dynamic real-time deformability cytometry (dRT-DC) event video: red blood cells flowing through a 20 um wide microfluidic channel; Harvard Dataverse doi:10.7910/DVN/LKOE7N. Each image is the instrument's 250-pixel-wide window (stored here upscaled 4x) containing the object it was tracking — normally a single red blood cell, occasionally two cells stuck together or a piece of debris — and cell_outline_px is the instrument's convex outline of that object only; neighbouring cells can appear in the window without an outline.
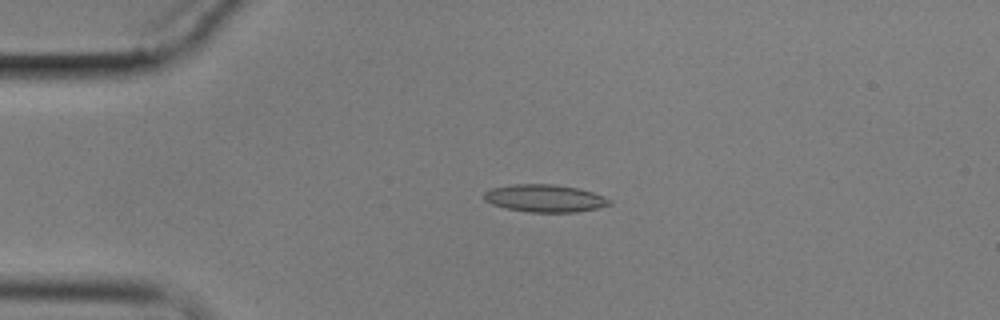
{"species": "common noctule bat (a hibernating species)", "species_latin": "Nyctalus noctula", "temperature_condition": "cold", "stored_images_in_passage": 4, "camera_frame_rate_fps": 3000, "um_per_image_px": 0.085, "animal": {"sex": "male", "body_mass_g": 17.9}, "frame": {"image": 1, "passage_image": 3, "time_ms": 2.333, "image_size_px": [1000, 320], "cell_outline_px": [[612, 204], [596, 208], [576, 212], [528, 212], [508, 208], [492, 204], [484, 200], [484, 192], [492, 188], [512, 184], [552, 184], [576, 188], [592, 192], [604, 196], [612, 200]], "centroid_in_image_um": [46.31, 16.85], "position_along_channel_um": 38.7, "area_um2": 20.0}}